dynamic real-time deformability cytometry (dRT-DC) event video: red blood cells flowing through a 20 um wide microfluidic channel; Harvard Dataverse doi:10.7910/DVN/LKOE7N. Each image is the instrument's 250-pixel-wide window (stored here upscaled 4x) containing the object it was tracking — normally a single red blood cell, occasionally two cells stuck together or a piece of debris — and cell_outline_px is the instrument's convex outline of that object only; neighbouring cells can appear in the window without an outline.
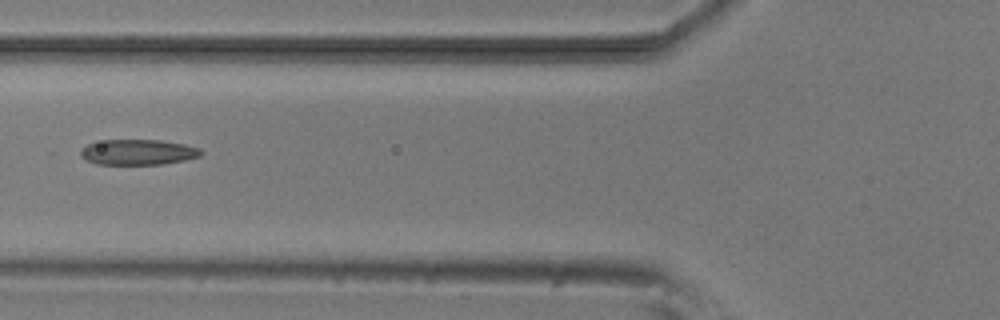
{"species": "common noctule bat (a hibernating species)", "species_latin": "Nyctalus noctula", "temperature_condition": "room temperature", "stored_images_in_passage": 7, "camera_frame_rate_fps": 3000, "um_per_image_px": 0.085, "animal": {"sex": "male", "body_mass_g": 20.5, "forearm_length_mm": 52.5}, "frame": {"image": 1, "passage_image": 6, "time_ms": 6.333, "image_size_px": [1000, 320], "cell_outline_px": [[204, 152], [200, 156], [184, 160], [160, 164], [96, 164], [80, 156], [80, 148], [88, 144], [104, 140], [160, 140], [184, 144], [200, 148]], "centroid_in_image_um": [11.73, 12.93], "position_along_channel_um": 114.1, "area_um2": 17.8}}
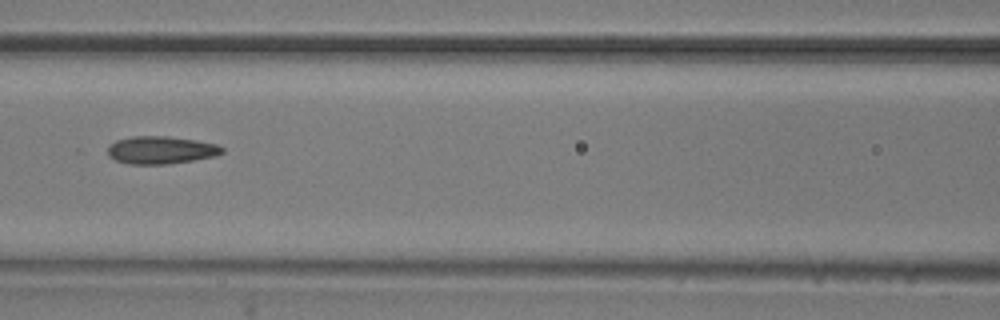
{"frame": {"image": 2, "passage_image": 7, "time_ms": 7.333, "image_size_px": [1000, 320], "cell_outline_px": [[224, 152], [216, 156], [168, 164], [128, 164], [116, 160], [108, 156], [108, 148], [116, 140], [132, 136], [168, 136], [196, 140], [216, 144], [224, 148]], "centroid_in_image_um": [13.69, 12.75], "position_along_channel_um": 152.9, "area_um2": 18.44}}